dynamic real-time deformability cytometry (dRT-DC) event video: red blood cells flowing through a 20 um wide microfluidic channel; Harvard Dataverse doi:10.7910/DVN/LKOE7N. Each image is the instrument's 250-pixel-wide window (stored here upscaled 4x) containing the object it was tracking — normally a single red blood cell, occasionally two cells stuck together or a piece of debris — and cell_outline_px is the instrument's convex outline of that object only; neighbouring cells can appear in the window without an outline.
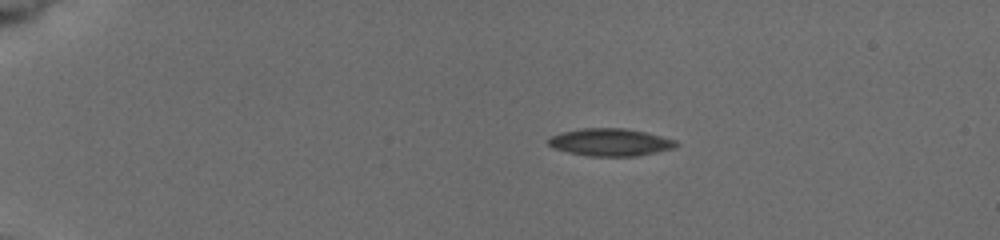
{"species": "common noctule bat (a hibernating species)", "species_latin": "Nyctalus noctula", "temperature_condition": "cold", "stored_images_in_passage": 3, "camera_frame_rate_fps": 3000, "um_per_image_px": 0.085, "animal": {"sex": "female", "body_mass_g": 19.5, "forearm_length_mm": 54.1}, "frame": {"image": 1, "passage_image": 3, "time_ms": 2.333, "image_size_px": [1000, 240], "cell_outline_px": [[680, 144], [676, 148], [636, 156], [588, 156], [568, 152], [552, 148], [548, 144], [548, 140], [552, 136], [560, 132], [580, 128], [624, 128], [644, 132], [676, 140]], "centroid_in_image_um": [51.87, 12.09], "position_along_channel_um": 33.1, "area_um2": 20.52}}